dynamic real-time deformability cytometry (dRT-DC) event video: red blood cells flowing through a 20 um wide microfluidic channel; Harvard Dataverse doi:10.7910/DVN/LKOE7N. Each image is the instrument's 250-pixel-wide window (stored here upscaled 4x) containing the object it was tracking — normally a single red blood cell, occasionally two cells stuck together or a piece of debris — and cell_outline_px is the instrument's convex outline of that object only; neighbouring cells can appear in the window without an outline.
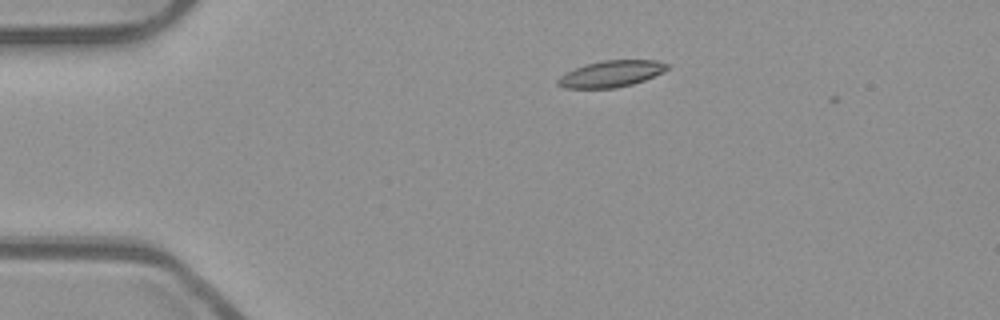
{"species": "common noctule bat (a hibernating species)", "species_latin": "Nyctalus noctula", "temperature_condition": "room temperature", "stored_images_in_passage": 3, "camera_frame_rate_fps": 3000, "um_per_image_px": 0.085, "animal": {"sex": "male", "body_mass_g": 23.1, "forearm_length_mm": 52.7}, "frame": {"image": 1, "passage_image": 2, "time_ms": 0.333, "image_size_px": [1000, 320], "cell_outline_px": [[668, 68], [664, 72], [644, 80], [632, 84], [616, 88], [564, 88], [556, 84], [556, 80], [560, 76], [584, 64], [604, 60], [656, 60], [668, 64]], "centroid_in_image_um": [51.94, 6.27], "position_along_channel_um": 33.1, "area_um2": 16.82}}